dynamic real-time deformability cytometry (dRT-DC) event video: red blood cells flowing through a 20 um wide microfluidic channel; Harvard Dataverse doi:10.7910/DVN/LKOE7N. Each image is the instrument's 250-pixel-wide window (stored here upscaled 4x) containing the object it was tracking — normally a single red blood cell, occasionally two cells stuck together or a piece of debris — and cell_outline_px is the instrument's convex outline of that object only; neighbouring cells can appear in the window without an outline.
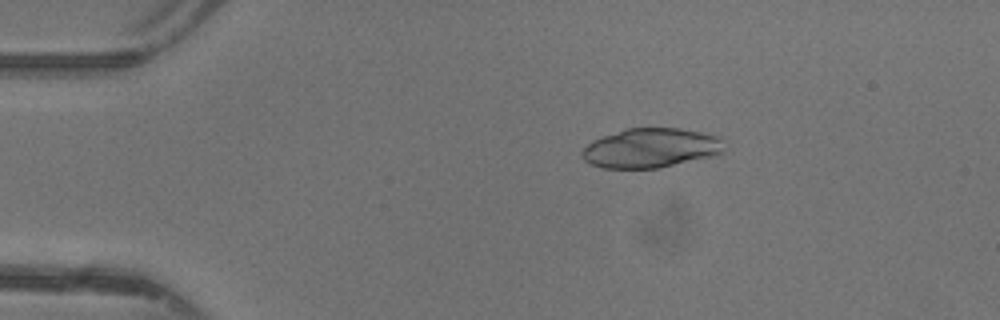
{"species": "common noctule bat (a hibernating species)", "species_latin": "Nyctalus noctula", "temperature_condition": "warm", "stored_images_in_passage": 41, "camera_frame_rate_fps": 3000, "um_per_image_px": 0.085, "animal": {"sex": "female"}, "frame": {"image": 1, "passage_image": 3, "time_ms": 0.667, "image_size_px": [1000, 320], "cell_outline_px": [[728, 140], [724, 152], [716, 156], [660, 168], [604, 168], [592, 164], [584, 160], [580, 156], [580, 152], [592, 140], [624, 128], [680, 128], [720, 136]], "centroid_in_image_um": [55.4, 12.58], "position_along_channel_um": 29.6, "area_um2": 33.41}}